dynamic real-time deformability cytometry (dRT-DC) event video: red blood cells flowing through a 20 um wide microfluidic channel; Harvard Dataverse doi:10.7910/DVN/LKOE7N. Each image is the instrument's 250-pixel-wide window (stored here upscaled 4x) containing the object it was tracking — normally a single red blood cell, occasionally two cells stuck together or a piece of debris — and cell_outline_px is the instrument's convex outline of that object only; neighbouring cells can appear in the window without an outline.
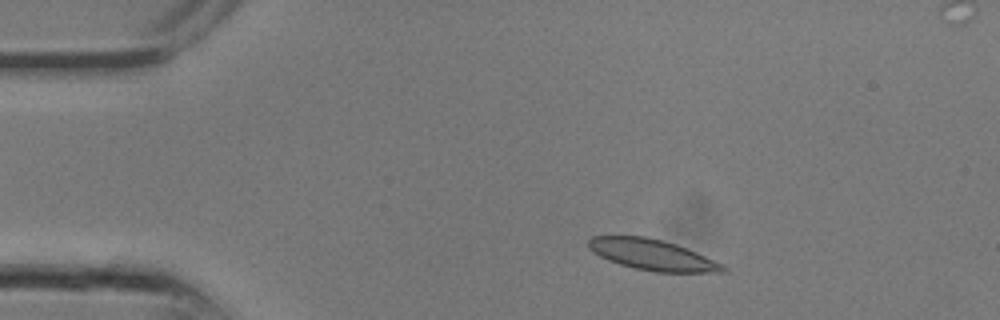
{"species": "common noctule bat (a hibernating species)", "species_latin": "Nyctalus noctula", "temperature_condition": "room temperature", "stored_images_in_passage": 9, "camera_frame_rate_fps": 3000, "um_per_image_px": 0.085, "animal": {"sex": "male", "body_mass_g": 13.3}, "frame": {"image": 1, "passage_image": 1, "time_ms": 0.0, "image_size_px": [1000, 320], "cell_outline_px": [[728, 272], [656, 272], [636, 268], [620, 264], [608, 260], [592, 252], [588, 248], [588, 240], [592, 236], [644, 236], [676, 244], [688, 248], [724, 264], [728, 268]], "centroid_in_image_um": [55.48, 21.66], "position_along_channel_um": 29.5, "area_um2": 24.16}}
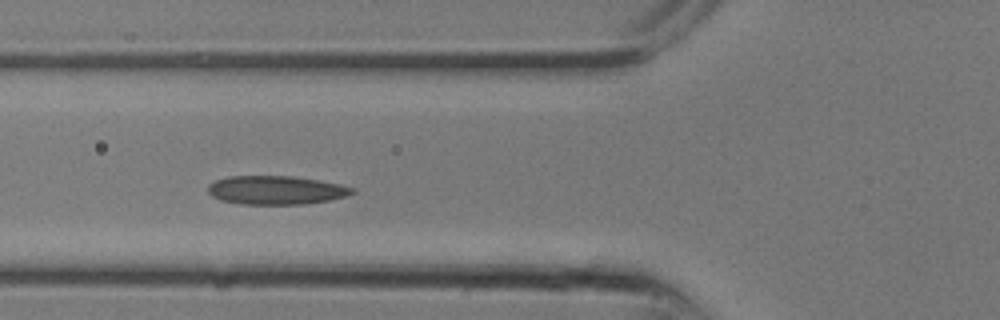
{"frame": {"image": 2, "passage_image": 6, "time_ms": 1.667, "image_size_px": [1000, 320], "cell_outline_px": [[356, 192], [348, 196], [328, 200], [304, 204], [240, 204], [220, 200], [212, 196], [208, 192], [208, 184], [216, 180], [228, 176], [292, 176], [320, 180], [340, 184], [356, 188]], "centroid_in_image_um": [23.48, 16.16], "position_along_channel_um": 102.3, "area_um2": 24.28}}
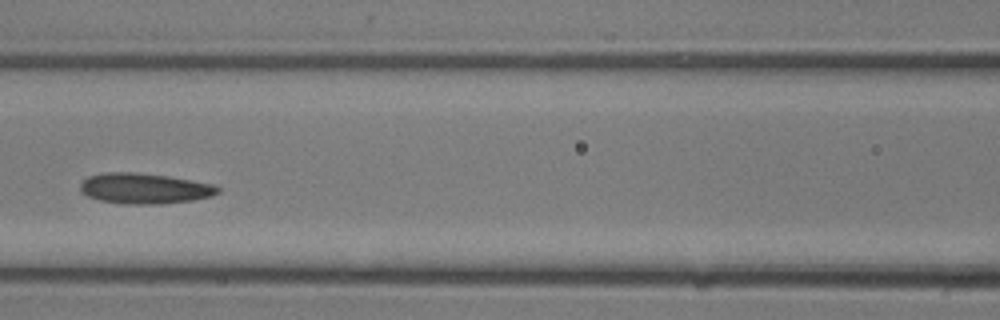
{"frame": {"image": 3, "passage_image": 8, "time_ms": 2.333, "image_size_px": [1000, 320], "cell_outline_px": [[220, 192], [212, 196], [192, 200], [160, 204], [124, 204], [100, 200], [88, 196], [80, 192], [80, 184], [88, 176], [104, 172], [136, 172], [168, 176], [212, 184], [220, 188]], "centroid_in_image_um": [12.26, 16.02], "position_along_channel_um": 154.3, "area_um2": 24.51}}